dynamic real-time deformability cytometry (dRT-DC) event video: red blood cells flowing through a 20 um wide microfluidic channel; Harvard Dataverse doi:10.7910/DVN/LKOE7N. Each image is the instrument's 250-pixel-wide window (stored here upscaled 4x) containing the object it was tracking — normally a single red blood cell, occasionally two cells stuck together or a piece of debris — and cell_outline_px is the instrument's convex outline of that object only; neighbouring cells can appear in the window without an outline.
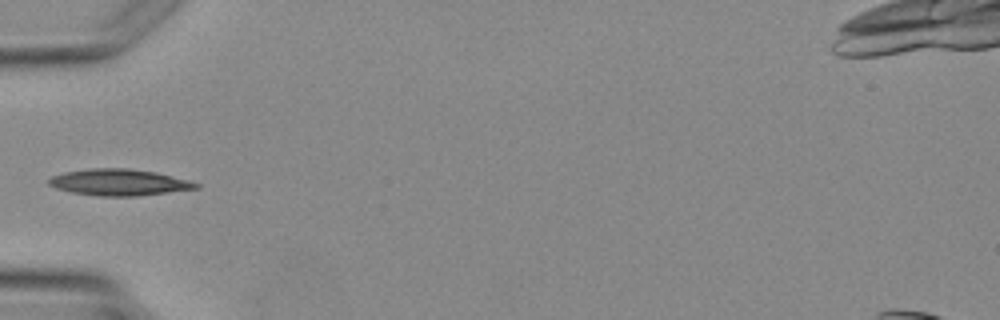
{"species": "Egyptian fruit bat (a non-hibernating species)", "species_latin": "Rousettus aegyptiacus", "temperature_condition": "warm", "stored_images_in_passage": 3, "camera_frame_rate_fps": 3000, "um_per_image_px": 0.085, "animal": {"sex": "female"}, "frame": {"image": 1, "passage_image": 3, "time_ms": 2.333, "image_size_px": [1000, 320], "cell_outline_px": [[200, 188], [136, 196], [96, 196], [72, 192], [56, 188], [48, 184], [48, 180], [52, 176], [64, 172], [88, 168], [128, 168], [156, 172], [192, 180], [200, 184]], "centroid_in_image_um": [10.15, 15.49], "position_along_channel_um": 74.9, "area_um2": 22.83}}